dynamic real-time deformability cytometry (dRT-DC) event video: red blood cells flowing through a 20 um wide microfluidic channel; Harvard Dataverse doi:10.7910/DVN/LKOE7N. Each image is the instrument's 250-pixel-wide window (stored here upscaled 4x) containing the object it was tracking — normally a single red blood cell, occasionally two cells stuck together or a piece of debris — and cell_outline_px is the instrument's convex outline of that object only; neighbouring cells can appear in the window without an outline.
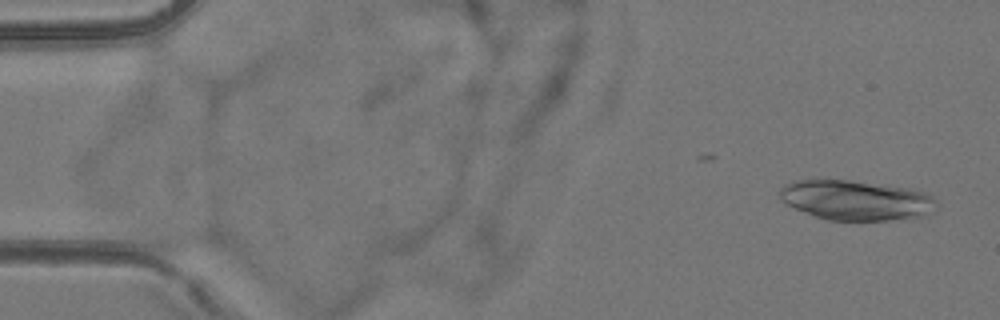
{"species": "common noctule bat (a hibernating species)", "species_latin": "Nyctalus noctula", "temperature_condition": "room temperature", "stored_images_in_passage": 6, "camera_frame_rate_fps": 3000, "um_per_image_px": 0.085, "animal": {"sex": "female", "body_mass_g": 24.6, "forearm_length_mm": 56.2}, "frame": {"image": 1, "passage_image": 1, "time_ms": 0.0, "image_size_px": [1000, 320], "cell_outline_px": [[940, 204], [932, 212], [924, 216], [908, 220], [828, 220], [816, 216], [784, 204], [780, 200], [780, 188], [784, 184], [796, 180], [848, 180], [908, 188], [924, 192], [932, 196]], "centroid_in_image_um": [72.8, 17.03], "position_along_channel_um": 12.2, "area_um2": 36.76}}